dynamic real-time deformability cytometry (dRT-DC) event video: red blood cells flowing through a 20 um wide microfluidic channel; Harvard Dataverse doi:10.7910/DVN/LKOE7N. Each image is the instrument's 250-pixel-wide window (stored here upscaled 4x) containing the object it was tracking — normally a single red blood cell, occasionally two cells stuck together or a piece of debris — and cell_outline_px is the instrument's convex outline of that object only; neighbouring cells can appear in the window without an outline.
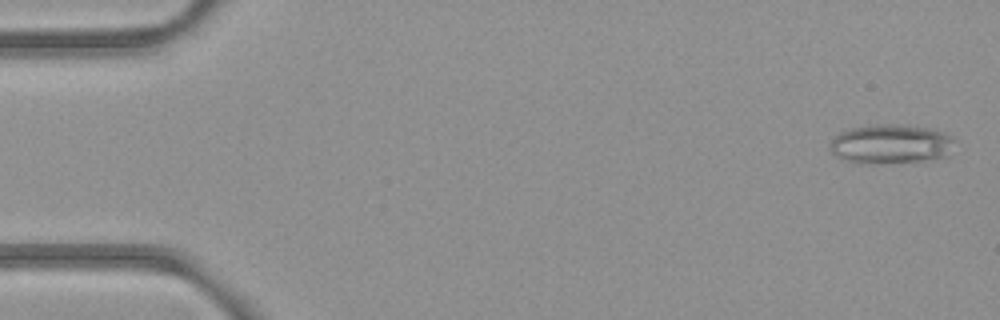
{"species": "common noctule bat (a hibernating species)", "species_latin": "Nyctalus noctula", "temperature_condition": "room temperature", "stored_images_in_passage": 5, "camera_frame_rate_fps": 3000, "um_per_image_px": 0.085, "animal": {"sex": "female", "body_mass_g": 21.9}, "frame": {"image": 1, "passage_image": 1, "time_ms": 0.0, "image_size_px": [1000, 320], "cell_outline_px": [[956, 140], [948, 156], [920, 160], [876, 164], [860, 164], [844, 160], [836, 156], [828, 148], [828, 144], [840, 132], [852, 128], [880, 124], [900, 124], [932, 128], [944, 132]], "centroid_in_image_um": [75.71, 12.24], "position_along_channel_um": 9.3, "area_um2": 28.78}}